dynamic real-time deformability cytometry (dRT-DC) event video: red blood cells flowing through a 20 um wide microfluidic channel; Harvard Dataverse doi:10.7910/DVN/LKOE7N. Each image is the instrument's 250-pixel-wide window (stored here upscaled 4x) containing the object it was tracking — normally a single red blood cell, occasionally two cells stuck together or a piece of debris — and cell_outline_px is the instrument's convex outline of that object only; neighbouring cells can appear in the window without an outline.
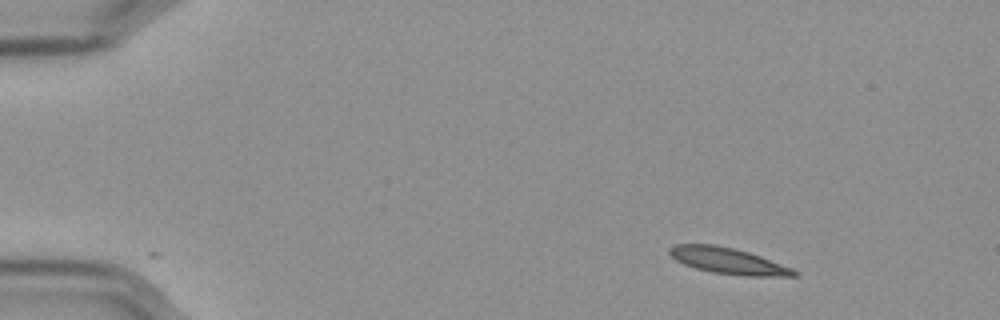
{"species": "Egyptian fruit bat (a non-hibernating species)", "species_latin": "Rousettus aegyptiacus", "temperature_condition": "cold", "stored_images_in_passage": 51, "camera_frame_rate_fps": 3000, "um_per_image_px": 0.085, "frame": {"image": 1, "passage_image": 1, "time_ms": 0.0, "image_size_px": [1000, 320], "cell_outline_px": [[800, 272], [796, 276], [744, 276], [712, 272], [696, 268], [684, 264], [676, 260], [668, 252], [668, 248], [672, 244], [716, 244], [736, 248], [760, 256], [792, 268]], "centroid_in_image_um": [61.88, 22.16], "position_along_channel_um": 23.1, "area_um2": 19.07}}
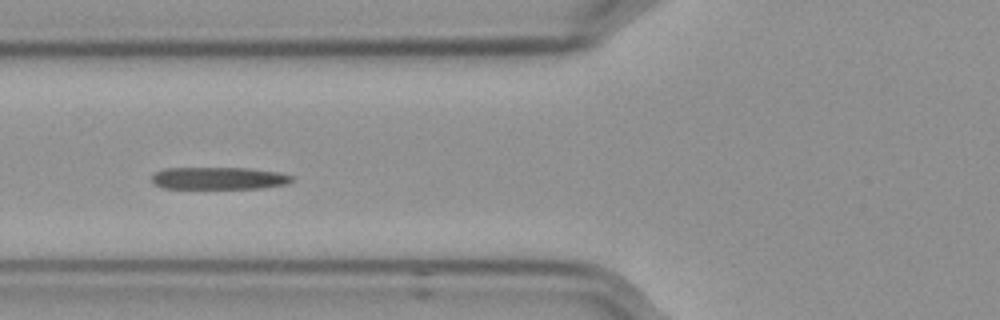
{"frame": {"image": 2, "passage_image": 16, "time_ms": 5.0, "image_size_px": [1000, 320], "cell_outline_px": [[292, 180], [288, 184], [264, 188], [160, 188], [152, 180], [152, 176], [156, 172], [164, 168], [248, 168], [276, 172], [292, 176]], "centroid_in_image_um": [18.59, 15.15], "position_along_channel_um": 107.2, "area_um2": 18.09}}
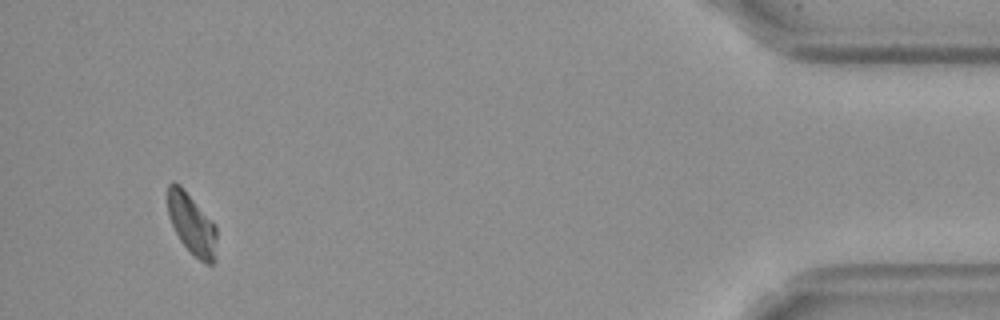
{"frame": {"image": 3, "passage_image": 48, "time_ms": 15.667, "image_size_px": [1000, 320], "cell_outline_px": [[216, 260], [212, 264], [208, 264], [200, 260], [180, 240], [168, 216], [168, 184], [172, 180], [180, 184], [216, 224]], "centroid_in_image_um": [16.31, 19.01], "position_along_channel_um": 418.9, "area_um2": 17.4}}